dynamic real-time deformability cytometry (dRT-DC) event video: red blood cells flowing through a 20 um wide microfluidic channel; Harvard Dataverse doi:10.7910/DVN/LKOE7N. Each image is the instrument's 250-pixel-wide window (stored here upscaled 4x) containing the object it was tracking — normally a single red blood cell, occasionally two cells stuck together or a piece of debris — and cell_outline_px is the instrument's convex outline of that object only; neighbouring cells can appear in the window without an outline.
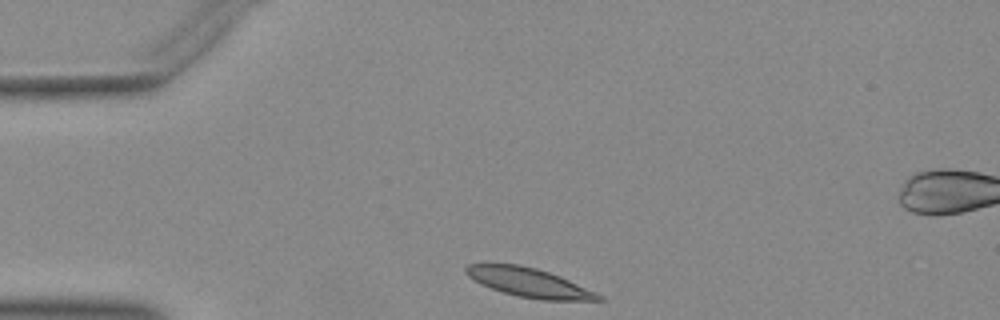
{"species": "Egyptian fruit bat (a non-hibernating species)", "species_latin": "Rousettus aegyptiacus", "temperature_condition": "warm", "stored_images_in_passage": 31, "camera_frame_rate_fps": 3000, "um_per_image_px": 0.085, "animal": {"sex": "female"}, "frame": {"image": 1, "passage_image": 1, "time_ms": 0.0, "image_size_px": [1000, 320], "cell_outline_px": [[604, 300], [540, 300], [516, 296], [480, 284], [468, 276], [464, 272], [464, 268], [468, 264], [520, 264], [536, 268], [560, 276], [596, 292], [604, 296]], "centroid_in_image_um": [44.97, 24.02], "position_along_channel_um": 40.0, "area_um2": 22.37}}
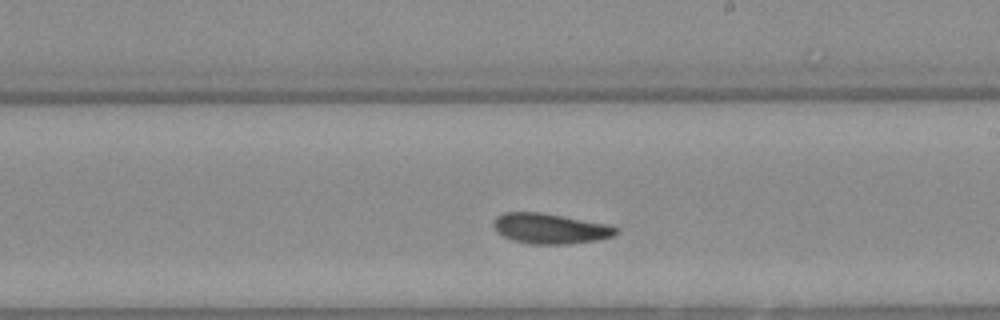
{"frame": {"image": 2, "passage_image": 19, "time_ms": 6.0, "image_size_px": [1000, 320], "cell_outline_px": [[620, 232], [612, 236], [600, 240], [568, 244], [528, 244], [512, 240], [496, 232], [492, 224], [496, 216], [504, 212], [540, 212], [608, 224], [620, 228]], "centroid_in_image_um": [46.77, 19.43], "position_along_channel_um": 242.2, "area_um2": 21.91}}
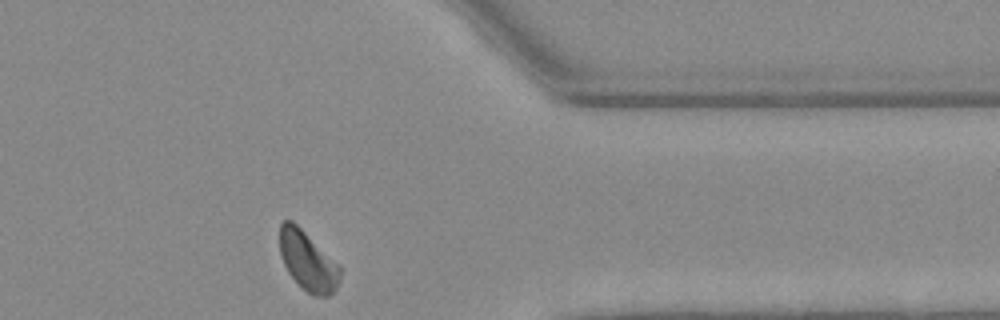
{"frame": {"image": 3, "passage_image": 31, "time_ms": 10.0, "image_size_px": [1000, 320], "cell_outline_px": [[344, 268], [340, 280], [336, 288], [328, 296], [312, 296], [288, 272], [280, 256], [280, 224], [284, 220], [292, 220], [340, 264]], "centroid_in_image_um": [26.21, 22.18], "position_along_channel_um": 385.2, "area_um2": 20.98}}